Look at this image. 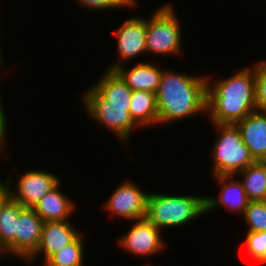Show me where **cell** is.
<instances>
[{
	"mask_svg": "<svg viewBox=\"0 0 266 266\" xmlns=\"http://www.w3.org/2000/svg\"><path fill=\"white\" fill-rule=\"evenodd\" d=\"M103 74L83 93L84 108L91 119L127 142L132 131L139 128L129 113L132 90L115 70L107 69Z\"/></svg>",
	"mask_w": 266,
	"mask_h": 266,
	"instance_id": "obj_1",
	"label": "cell"
},
{
	"mask_svg": "<svg viewBox=\"0 0 266 266\" xmlns=\"http://www.w3.org/2000/svg\"><path fill=\"white\" fill-rule=\"evenodd\" d=\"M253 66H244L228 78L212 81L213 84L207 76L205 114L212 123L235 125L257 110Z\"/></svg>",
	"mask_w": 266,
	"mask_h": 266,
	"instance_id": "obj_2",
	"label": "cell"
},
{
	"mask_svg": "<svg viewBox=\"0 0 266 266\" xmlns=\"http://www.w3.org/2000/svg\"><path fill=\"white\" fill-rule=\"evenodd\" d=\"M206 76H193L163 69L156 92L159 124L206 113Z\"/></svg>",
	"mask_w": 266,
	"mask_h": 266,
	"instance_id": "obj_3",
	"label": "cell"
},
{
	"mask_svg": "<svg viewBox=\"0 0 266 266\" xmlns=\"http://www.w3.org/2000/svg\"><path fill=\"white\" fill-rule=\"evenodd\" d=\"M206 214L205 196L169 195L149 192L146 219L160 230L186 225Z\"/></svg>",
	"mask_w": 266,
	"mask_h": 266,
	"instance_id": "obj_4",
	"label": "cell"
},
{
	"mask_svg": "<svg viewBox=\"0 0 266 266\" xmlns=\"http://www.w3.org/2000/svg\"><path fill=\"white\" fill-rule=\"evenodd\" d=\"M218 132L212 150V175H235L253 164L248 147L244 144L240 131L233 124L213 123Z\"/></svg>",
	"mask_w": 266,
	"mask_h": 266,
	"instance_id": "obj_5",
	"label": "cell"
},
{
	"mask_svg": "<svg viewBox=\"0 0 266 266\" xmlns=\"http://www.w3.org/2000/svg\"><path fill=\"white\" fill-rule=\"evenodd\" d=\"M146 19L147 54L178 55L182 49V32L179 19L171 4H163Z\"/></svg>",
	"mask_w": 266,
	"mask_h": 266,
	"instance_id": "obj_6",
	"label": "cell"
},
{
	"mask_svg": "<svg viewBox=\"0 0 266 266\" xmlns=\"http://www.w3.org/2000/svg\"><path fill=\"white\" fill-rule=\"evenodd\" d=\"M59 179L52 172L37 169L18 176L16 184L12 178L8 177L6 180L10 187L11 199L25 208H33L40 199L61 183ZM12 185H16L17 188L11 187Z\"/></svg>",
	"mask_w": 266,
	"mask_h": 266,
	"instance_id": "obj_7",
	"label": "cell"
},
{
	"mask_svg": "<svg viewBox=\"0 0 266 266\" xmlns=\"http://www.w3.org/2000/svg\"><path fill=\"white\" fill-rule=\"evenodd\" d=\"M135 184L129 180L121 183L104 204L106 211L131 222L144 219L149 192L142 191Z\"/></svg>",
	"mask_w": 266,
	"mask_h": 266,
	"instance_id": "obj_8",
	"label": "cell"
},
{
	"mask_svg": "<svg viewBox=\"0 0 266 266\" xmlns=\"http://www.w3.org/2000/svg\"><path fill=\"white\" fill-rule=\"evenodd\" d=\"M133 222L129 232L119 237L120 248L139 257H150L164 250L166 243L161 237L162 232L159 228L146 218Z\"/></svg>",
	"mask_w": 266,
	"mask_h": 266,
	"instance_id": "obj_9",
	"label": "cell"
},
{
	"mask_svg": "<svg viewBox=\"0 0 266 266\" xmlns=\"http://www.w3.org/2000/svg\"><path fill=\"white\" fill-rule=\"evenodd\" d=\"M112 32L117 38L116 47L120 57L117 63L108 67L109 70H114L117 66L124 64V61H131L142 53L143 55L147 53L146 19L140 16L127 18L119 28Z\"/></svg>",
	"mask_w": 266,
	"mask_h": 266,
	"instance_id": "obj_10",
	"label": "cell"
},
{
	"mask_svg": "<svg viewBox=\"0 0 266 266\" xmlns=\"http://www.w3.org/2000/svg\"><path fill=\"white\" fill-rule=\"evenodd\" d=\"M44 225L33 208H23L19 213L15 232V256L27 261L39 246Z\"/></svg>",
	"mask_w": 266,
	"mask_h": 266,
	"instance_id": "obj_11",
	"label": "cell"
},
{
	"mask_svg": "<svg viewBox=\"0 0 266 266\" xmlns=\"http://www.w3.org/2000/svg\"><path fill=\"white\" fill-rule=\"evenodd\" d=\"M81 234L70 220L44 222L41 240L35 253L25 262H33L40 254L45 263L54 253L72 243Z\"/></svg>",
	"mask_w": 266,
	"mask_h": 266,
	"instance_id": "obj_12",
	"label": "cell"
},
{
	"mask_svg": "<svg viewBox=\"0 0 266 266\" xmlns=\"http://www.w3.org/2000/svg\"><path fill=\"white\" fill-rule=\"evenodd\" d=\"M217 183H220V195L218 198L205 195L206 213L217 209V207L225 206L230 211L240 212L243 215L247 205L248 198L243 188L240 178L235 175H218L214 176Z\"/></svg>",
	"mask_w": 266,
	"mask_h": 266,
	"instance_id": "obj_13",
	"label": "cell"
},
{
	"mask_svg": "<svg viewBox=\"0 0 266 266\" xmlns=\"http://www.w3.org/2000/svg\"><path fill=\"white\" fill-rule=\"evenodd\" d=\"M235 125L253 159H266V111L255 110Z\"/></svg>",
	"mask_w": 266,
	"mask_h": 266,
	"instance_id": "obj_14",
	"label": "cell"
},
{
	"mask_svg": "<svg viewBox=\"0 0 266 266\" xmlns=\"http://www.w3.org/2000/svg\"><path fill=\"white\" fill-rule=\"evenodd\" d=\"M131 90H143L156 94L162 75V68L150 62L135 63L130 69L123 64L114 69Z\"/></svg>",
	"mask_w": 266,
	"mask_h": 266,
	"instance_id": "obj_15",
	"label": "cell"
},
{
	"mask_svg": "<svg viewBox=\"0 0 266 266\" xmlns=\"http://www.w3.org/2000/svg\"><path fill=\"white\" fill-rule=\"evenodd\" d=\"M60 186L59 183L33 207L44 222L70 220L76 210L73 199L62 193Z\"/></svg>",
	"mask_w": 266,
	"mask_h": 266,
	"instance_id": "obj_16",
	"label": "cell"
},
{
	"mask_svg": "<svg viewBox=\"0 0 266 266\" xmlns=\"http://www.w3.org/2000/svg\"><path fill=\"white\" fill-rule=\"evenodd\" d=\"M129 113L140 128L158 125L156 94L143 90H132Z\"/></svg>",
	"mask_w": 266,
	"mask_h": 266,
	"instance_id": "obj_17",
	"label": "cell"
},
{
	"mask_svg": "<svg viewBox=\"0 0 266 266\" xmlns=\"http://www.w3.org/2000/svg\"><path fill=\"white\" fill-rule=\"evenodd\" d=\"M24 207L10 199L0 212V257H15V232L19 213Z\"/></svg>",
	"mask_w": 266,
	"mask_h": 266,
	"instance_id": "obj_18",
	"label": "cell"
},
{
	"mask_svg": "<svg viewBox=\"0 0 266 266\" xmlns=\"http://www.w3.org/2000/svg\"><path fill=\"white\" fill-rule=\"evenodd\" d=\"M236 175H242L243 188L249 201H266V169L255 161Z\"/></svg>",
	"mask_w": 266,
	"mask_h": 266,
	"instance_id": "obj_19",
	"label": "cell"
},
{
	"mask_svg": "<svg viewBox=\"0 0 266 266\" xmlns=\"http://www.w3.org/2000/svg\"><path fill=\"white\" fill-rule=\"evenodd\" d=\"M84 235L81 233L72 243L54 253L45 266H84Z\"/></svg>",
	"mask_w": 266,
	"mask_h": 266,
	"instance_id": "obj_20",
	"label": "cell"
},
{
	"mask_svg": "<svg viewBox=\"0 0 266 266\" xmlns=\"http://www.w3.org/2000/svg\"><path fill=\"white\" fill-rule=\"evenodd\" d=\"M242 216L248 231H266V201H249Z\"/></svg>",
	"mask_w": 266,
	"mask_h": 266,
	"instance_id": "obj_21",
	"label": "cell"
},
{
	"mask_svg": "<svg viewBox=\"0 0 266 266\" xmlns=\"http://www.w3.org/2000/svg\"><path fill=\"white\" fill-rule=\"evenodd\" d=\"M246 252L255 261L266 265V231L246 233Z\"/></svg>",
	"mask_w": 266,
	"mask_h": 266,
	"instance_id": "obj_22",
	"label": "cell"
},
{
	"mask_svg": "<svg viewBox=\"0 0 266 266\" xmlns=\"http://www.w3.org/2000/svg\"><path fill=\"white\" fill-rule=\"evenodd\" d=\"M255 95L257 110L266 111V60L255 63Z\"/></svg>",
	"mask_w": 266,
	"mask_h": 266,
	"instance_id": "obj_23",
	"label": "cell"
},
{
	"mask_svg": "<svg viewBox=\"0 0 266 266\" xmlns=\"http://www.w3.org/2000/svg\"><path fill=\"white\" fill-rule=\"evenodd\" d=\"M82 7L88 9H98V10H106L112 8H135L137 0H78V2Z\"/></svg>",
	"mask_w": 266,
	"mask_h": 266,
	"instance_id": "obj_24",
	"label": "cell"
},
{
	"mask_svg": "<svg viewBox=\"0 0 266 266\" xmlns=\"http://www.w3.org/2000/svg\"><path fill=\"white\" fill-rule=\"evenodd\" d=\"M1 96H0V144L5 147V140H6V132L8 131L7 130V117L5 115V111L3 109V106H2V100H1Z\"/></svg>",
	"mask_w": 266,
	"mask_h": 266,
	"instance_id": "obj_25",
	"label": "cell"
},
{
	"mask_svg": "<svg viewBox=\"0 0 266 266\" xmlns=\"http://www.w3.org/2000/svg\"><path fill=\"white\" fill-rule=\"evenodd\" d=\"M11 199L10 187L7 180L0 182V212L4 205Z\"/></svg>",
	"mask_w": 266,
	"mask_h": 266,
	"instance_id": "obj_26",
	"label": "cell"
},
{
	"mask_svg": "<svg viewBox=\"0 0 266 266\" xmlns=\"http://www.w3.org/2000/svg\"><path fill=\"white\" fill-rule=\"evenodd\" d=\"M260 162L264 165V167H265V169H266V159H263V160H261Z\"/></svg>",
	"mask_w": 266,
	"mask_h": 266,
	"instance_id": "obj_27",
	"label": "cell"
},
{
	"mask_svg": "<svg viewBox=\"0 0 266 266\" xmlns=\"http://www.w3.org/2000/svg\"><path fill=\"white\" fill-rule=\"evenodd\" d=\"M1 56H2V55H1V52H0V66L3 65V64H2V62H3V61H2L3 58H2Z\"/></svg>",
	"mask_w": 266,
	"mask_h": 266,
	"instance_id": "obj_28",
	"label": "cell"
},
{
	"mask_svg": "<svg viewBox=\"0 0 266 266\" xmlns=\"http://www.w3.org/2000/svg\"><path fill=\"white\" fill-rule=\"evenodd\" d=\"M3 149H4L3 146L0 144V152H1Z\"/></svg>",
	"mask_w": 266,
	"mask_h": 266,
	"instance_id": "obj_29",
	"label": "cell"
}]
</instances>
